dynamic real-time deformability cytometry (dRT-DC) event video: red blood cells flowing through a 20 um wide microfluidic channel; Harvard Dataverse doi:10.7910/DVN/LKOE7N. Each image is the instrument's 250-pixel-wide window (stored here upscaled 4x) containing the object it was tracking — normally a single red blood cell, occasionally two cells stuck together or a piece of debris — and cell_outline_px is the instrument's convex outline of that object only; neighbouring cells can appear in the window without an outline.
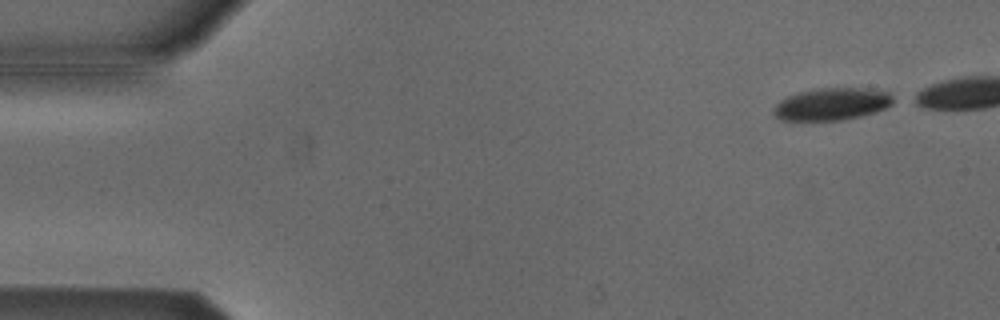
{"species": "Egyptian fruit bat (a non-hibernating species)", "species_latin": "Rousettus aegyptiacus", "temperature_condition": "cold", "stored_images_in_passage": 42, "camera_frame_rate_fps": 3000, "um_per_image_px": 0.085, "animal": {"sex": "male"}, "frame": {"image": 1, "passage_image": 2, "time_ms": 0.333, "image_size_px": [1000, 320], "cell_outline_px": [[892, 104], [884, 108], [860, 116], [840, 120], [780, 120], [772, 112], [772, 108], [780, 100], [788, 96], [800, 92], [816, 88], [864, 88], [888, 92], [892, 96]], "centroid_in_image_um": [70.65, 8.84], "position_along_channel_um": 14.3, "area_um2": 22.25}}
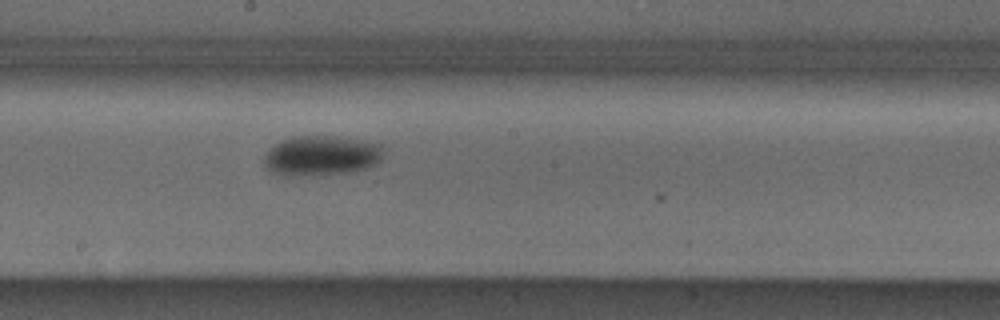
{"frame": {"image": 2, "passage_image": 27, "time_ms": 8.667, "image_size_px": [1000, 320], "cell_outline_px": [[384, 152], [380, 160], [376, 164], [368, 168], [356, 172], [292, 176], [284, 176], [264, 168], [260, 160], [264, 152], [280, 140], [296, 136], [328, 136], [356, 140], [380, 144]], "centroid_in_image_um": [27.23, 13.25], "position_along_channel_um": 221.0, "area_um2": 28.15}}
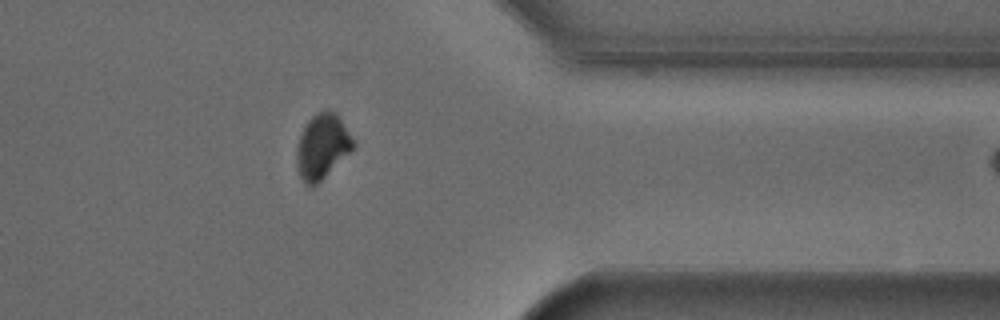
{"frame": {"image": 3, "passage_image": 41, "time_ms": 13.333, "image_size_px": [1000, 320], "cell_outline_px": [[356, 144], [312, 188], [304, 184], [300, 176], [296, 164], [296, 152], [300, 136], [308, 120], [316, 112], [336, 112], [356, 140]], "centroid_in_image_um": [27.38, 12.44], "position_along_channel_um": 384.0, "area_um2": 20.98}}